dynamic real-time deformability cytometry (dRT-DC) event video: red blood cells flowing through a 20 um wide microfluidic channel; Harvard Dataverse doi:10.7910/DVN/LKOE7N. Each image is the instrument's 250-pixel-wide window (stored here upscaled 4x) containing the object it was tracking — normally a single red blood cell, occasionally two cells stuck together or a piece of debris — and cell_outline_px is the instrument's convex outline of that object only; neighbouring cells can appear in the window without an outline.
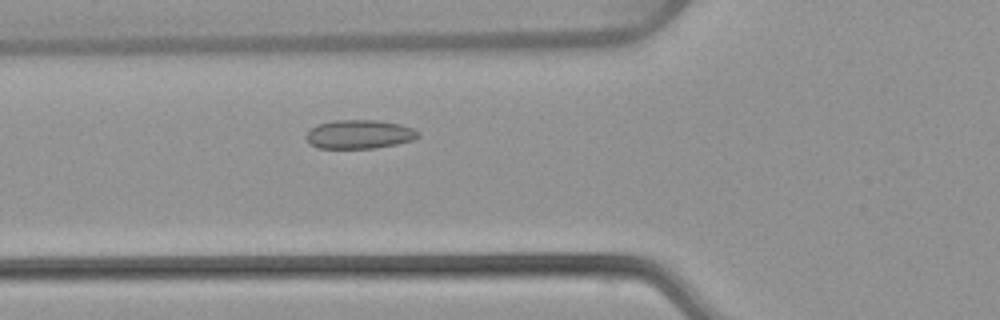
{"species": "common noctule bat (a hibernating species)", "species_latin": "Nyctalus noctula", "temperature_condition": "warm", "stored_images_in_passage": 48, "camera_frame_rate_fps": 3000, "um_per_image_px": 0.085, "animal": {"sex": "female", "body_mass_g": 22.7, "forearm_length_mm": 54.2}, "frame": {"image": 1, "passage_image": 14, "time_ms": 4.333, "image_size_px": [1000, 320], "cell_outline_px": [[420, 136], [412, 140], [396, 144], [376, 148], [316, 148], [304, 136], [316, 124], [332, 120], [376, 120], [400, 124], [412, 128], [420, 132]], "centroid_in_image_um": [30.54, 11.41], "position_along_channel_um": 95.3, "area_um2": 18.84}}
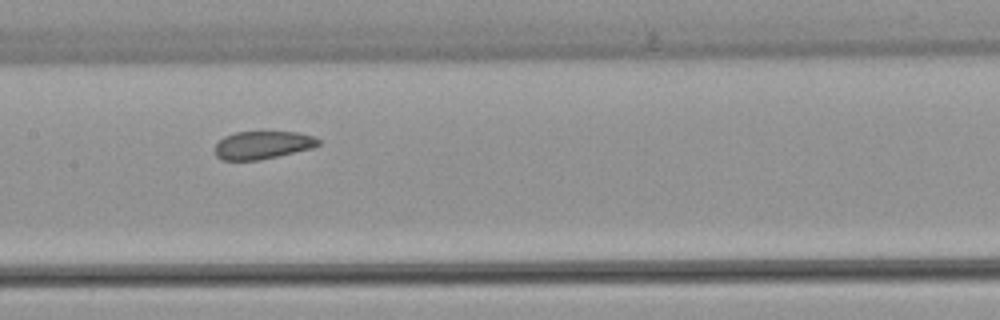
{"frame": {"image": 2, "passage_image": 21, "time_ms": 6.667, "image_size_px": [1000, 320], "cell_outline_px": [[320, 144], [312, 148], [260, 160], [220, 160], [216, 156], [216, 144], [224, 136], [236, 132], [296, 132], [312, 136], [320, 140]], "centroid_in_image_um": [22.31, 12.33], "position_along_channel_um": 185.1, "area_um2": 16.7}}
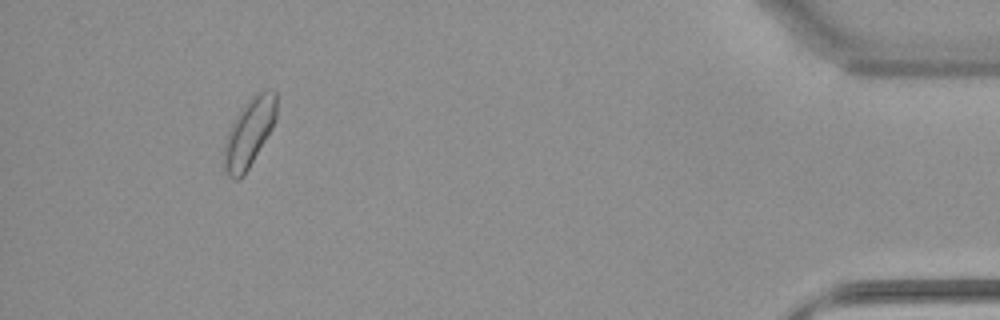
{"frame": {"image": 3, "passage_image": 44, "time_ms": 14.333, "image_size_px": [1000, 320], "cell_outline_px": [[276, 120], [272, 128], [244, 176], [240, 180], [232, 180], [228, 176], [224, 168], [224, 144], [228, 132], [240, 108], [256, 92], [264, 88], [276, 88]], "centroid_in_image_um": [21.19, 11.25], "position_along_channel_um": 414.0, "area_um2": 21.21}, "authors_computed_cell_mechanics": {"area_um2": 18.496, "velocity_mm_per_s": 3.8347, "shape_relaxation_time_tau1_ms": 9.6956, "shape_relaxation_time_tau2_ms": 1.6367, "deformation_change_tau1": 0.0899, "deformation_change_tau2": 0.0628}}